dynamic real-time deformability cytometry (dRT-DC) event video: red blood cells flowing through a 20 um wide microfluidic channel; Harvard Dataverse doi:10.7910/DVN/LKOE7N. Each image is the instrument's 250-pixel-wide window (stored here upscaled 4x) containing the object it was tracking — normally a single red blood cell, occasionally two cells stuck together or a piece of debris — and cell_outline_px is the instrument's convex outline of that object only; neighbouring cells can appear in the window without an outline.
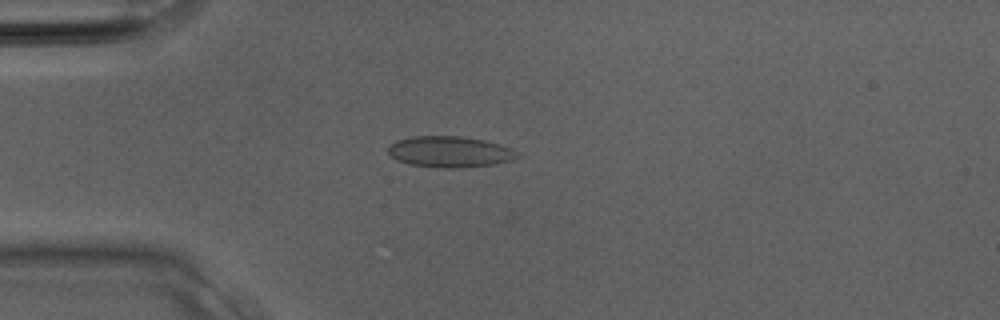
{"species": "Egyptian fruit bat (a non-hibernating species)", "species_latin": "Rousettus aegyptiacus", "temperature_condition": "room temperature", "stored_images_in_passage": 11, "camera_frame_rate_fps": 3000, "um_per_image_px": 0.085, "animal": {"sex": "male"}, "frame": {"image": 1, "passage_image": 4, "time_ms": 1.0, "image_size_px": [1000, 320], "cell_outline_px": [[516, 156], [512, 160], [496, 164], [464, 168], [444, 168], [408, 164], [396, 160], [388, 152], [388, 144], [396, 140], [412, 136], [460, 136], [484, 140], [500, 144], [512, 148], [516, 152]], "centroid_in_image_um": [38.2, 12.9], "position_along_channel_um": 46.8, "area_um2": 23.52}}
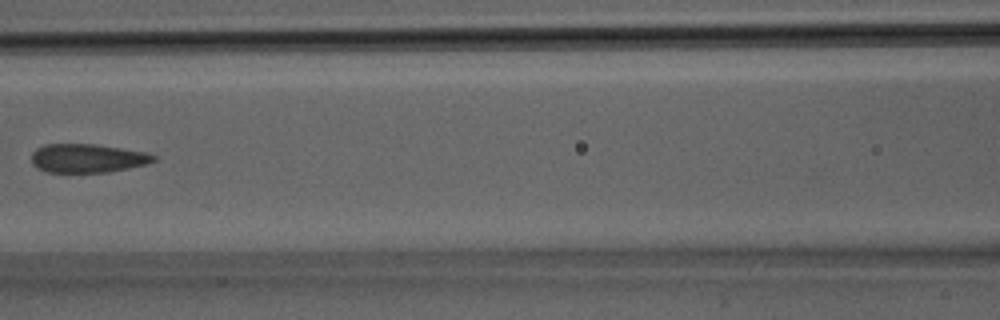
{"frame": {"image": 2, "passage_image": 10, "time_ms": 3.0, "image_size_px": [1000, 320], "cell_outline_px": [[156, 160], [148, 164], [108, 172], [48, 172], [36, 168], [32, 164], [32, 152], [36, 148], [44, 144], [92, 144], [120, 148], [144, 152], [156, 156]], "centroid_in_image_um": [7.4, 13.45], "position_along_channel_um": 159.2, "area_um2": 20.4}}